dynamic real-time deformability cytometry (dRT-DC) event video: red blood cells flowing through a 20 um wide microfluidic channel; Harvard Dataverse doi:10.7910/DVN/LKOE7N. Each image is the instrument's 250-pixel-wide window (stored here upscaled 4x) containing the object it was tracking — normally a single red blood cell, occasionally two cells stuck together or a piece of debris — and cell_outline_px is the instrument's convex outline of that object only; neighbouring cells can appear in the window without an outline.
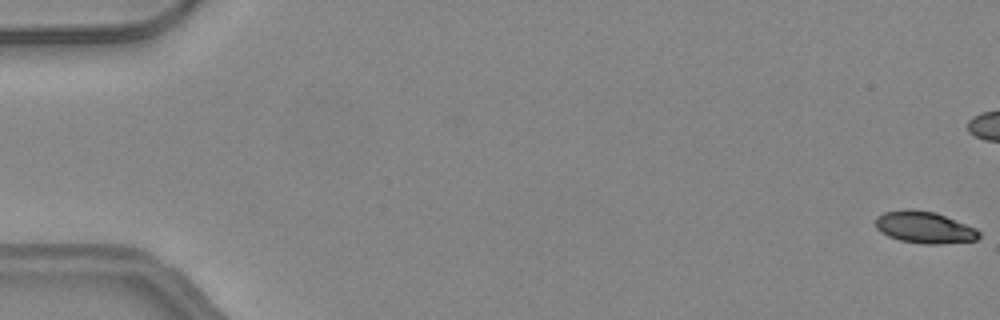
{"species": "common noctule bat (a hibernating species)", "species_latin": "Nyctalus noctula", "temperature_condition": "warm", "stored_images_in_passage": 51, "camera_frame_rate_fps": 3000, "um_per_image_px": 0.085, "animal": {"sex": "female", "body_mass_g": 24.6, "forearm_length_mm": 56.2}, "frame": {"image": 1, "passage_image": 1, "time_ms": 0.0, "image_size_px": [1000, 320], "cell_outline_px": [[980, 236], [976, 240], [940, 244], [924, 244], [900, 240], [888, 236], [880, 232], [876, 228], [876, 216], [884, 212], [908, 208], [936, 212], [976, 228], [980, 232]], "centroid_in_image_um": [78.57, 19.32], "position_along_channel_um": 6.4, "area_um2": 19.31}}
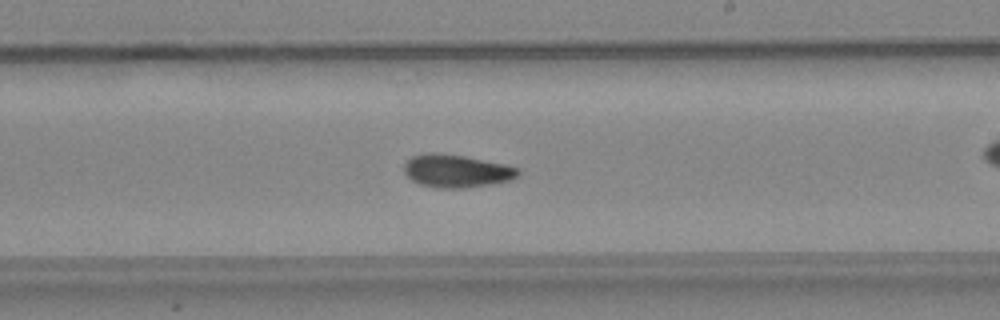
{"frame": {"image": 2, "passage_image": 30, "time_ms": 9.667, "image_size_px": [1000, 320], "cell_outline_px": [[520, 172], [512, 180], [492, 184], [460, 188], [440, 188], [420, 184], [412, 180], [404, 172], [404, 164], [412, 156], [432, 152], [436, 152], [464, 156], [504, 164], [520, 168]], "centroid_in_image_um": [38.81, 14.53], "position_along_channel_um": 250.2, "area_um2": 21.73}}
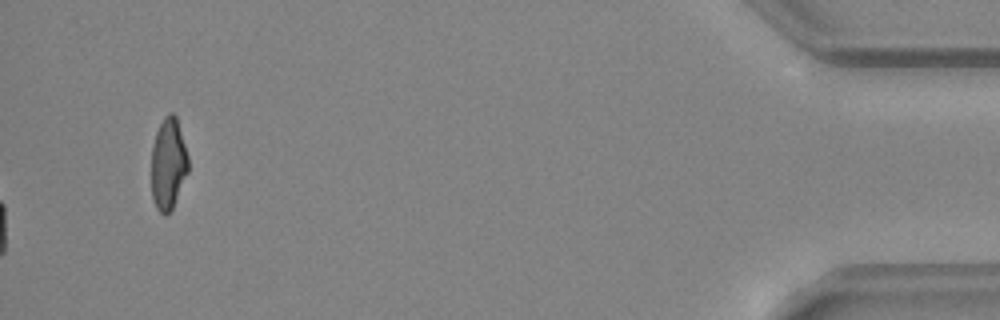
{"frame": {"image": 3, "passage_image": 51, "time_ms": 16.667, "image_size_px": [1000, 320], "cell_outline_px": [[188, 172], [172, 208], [164, 216], [156, 208], [152, 200], [152, 144], [156, 132], [164, 116], [168, 112], [172, 112], [176, 116], [188, 156]], "centroid_in_image_um": [14.29, 13.91], "position_along_channel_um": 420.9, "area_um2": 19.59}, "authors_computed_cell_mechanics": {"area_um2": 20.6924, "velocity_mm_per_s": 4.2465, "shape_relaxation_time_tau1_ms": null, "shape_relaxation_time_tau2_ms": 3.353, "deformation_change_tau1": null, "deformation_change_tau2": 0.0853}}